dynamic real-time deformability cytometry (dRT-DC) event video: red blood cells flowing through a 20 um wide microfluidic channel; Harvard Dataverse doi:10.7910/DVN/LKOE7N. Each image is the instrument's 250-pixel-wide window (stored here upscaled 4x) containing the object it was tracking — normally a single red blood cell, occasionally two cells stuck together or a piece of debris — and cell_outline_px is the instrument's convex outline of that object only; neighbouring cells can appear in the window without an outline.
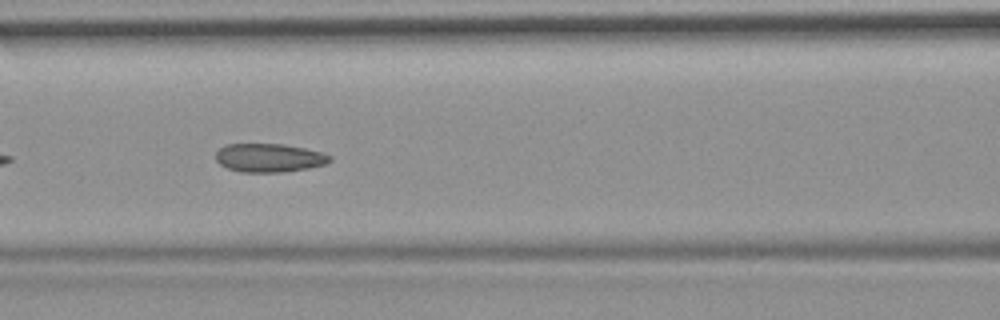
{"species": "common noctule bat (a hibernating species)", "species_latin": "Nyctalus noctula", "temperature_condition": "room temperature", "stored_images_in_passage": 11, "camera_frame_rate_fps": 3000, "um_per_image_px": 0.085, "animal": {"sex": "female", "body_mass_g": 19.9}, "frame": {"image": 1, "passage_image": 7, "time_ms": 2.0, "image_size_px": [1000, 320], "cell_outline_px": [[332, 160], [324, 164], [308, 168], [284, 172], [240, 172], [228, 168], [220, 164], [216, 160], [216, 152], [220, 148], [228, 144], [280, 144], [304, 148], [324, 152], [332, 156]], "centroid_in_image_um": [22.9, 13.42], "position_along_channel_um": 143.7, "area_um2": 18.96}}
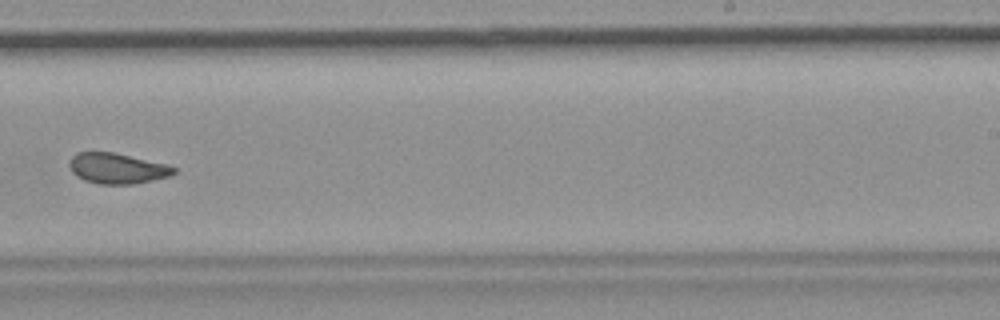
{"frame": {"image": 2, "passage_image": 10, "time_ms": 3.0, "image_size_px": [1000, 320], "cell_outline_px": [[176, 172], [168, 176], [152, 180], [132, 184], [100, 184], [84, 180], [76, 176], [72, 172], [68, 164], [68, 160], [76, 152], [112, 152], [168, 164], [176, 168]], "centroid_in_image_um": [9.92, 14.3], "position_along_channel_um": 279.1, "area_um2": 18.61}}
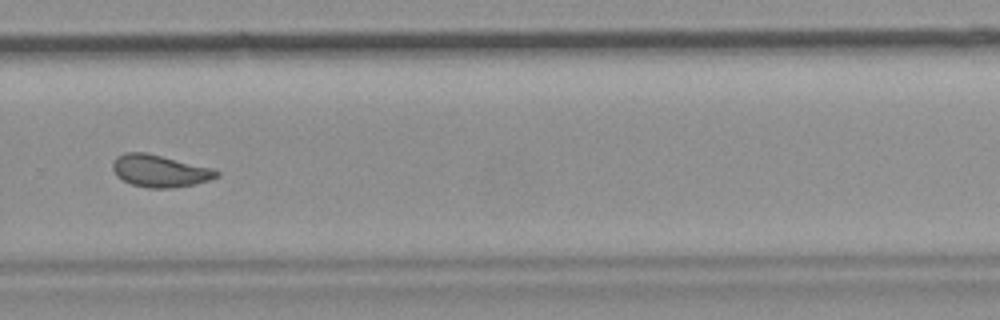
{"frame": {"image": 3, "passage_image": 11, "time_ms": 3.333, "image_size_px": [1000, 320], "cell_outline_px": [[220, 176], [196, 184], [172, 188], [148, 188], [132, 184], [116, 176], [112, 168], [112, 164], [116, 156], [124, 152], [144, 152], [212, 168], [220, 172]], "centroid_in_image_um": [13.57, 14.53], "position_along_channel_um": 316.2, "area_um2": 19.42}}